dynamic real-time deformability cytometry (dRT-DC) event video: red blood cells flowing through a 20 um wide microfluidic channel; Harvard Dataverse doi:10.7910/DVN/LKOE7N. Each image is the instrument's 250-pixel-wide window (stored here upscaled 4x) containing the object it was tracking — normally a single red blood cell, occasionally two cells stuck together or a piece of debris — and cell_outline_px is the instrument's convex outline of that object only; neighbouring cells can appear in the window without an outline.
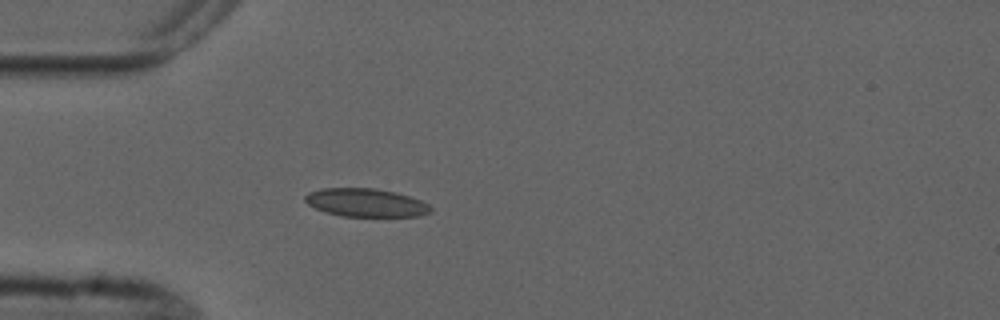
{"species": "common noctule bat (a hibernating species)", "species_latin": "Nyctalus noctula", "temperature_condition": "cold", "stored_images_in_passage": 3, "camera_frame_rate_fps": 3000, "um_per_image_px": 0.085, "animal": {"sex": "male", "forearm_length_mm": 52.5}, "frame": {"image": 1, "passage_image": 3, "time_ms": 4.667, "image_size_px": [1000, 320], "cell_outline_px": [[432, 212], [416, 216], [340, 216], [324, 212], [308, 204], [304, 200], [304, 196], [308, 192], [320, 188], [372, 188], [396, 192], [420, 200], [428, 204], [432, 208]], "centroid_in_image_um": [31.06, 17.22], "position_along_channel_um": 53.9, "area_um2": 20.69}}